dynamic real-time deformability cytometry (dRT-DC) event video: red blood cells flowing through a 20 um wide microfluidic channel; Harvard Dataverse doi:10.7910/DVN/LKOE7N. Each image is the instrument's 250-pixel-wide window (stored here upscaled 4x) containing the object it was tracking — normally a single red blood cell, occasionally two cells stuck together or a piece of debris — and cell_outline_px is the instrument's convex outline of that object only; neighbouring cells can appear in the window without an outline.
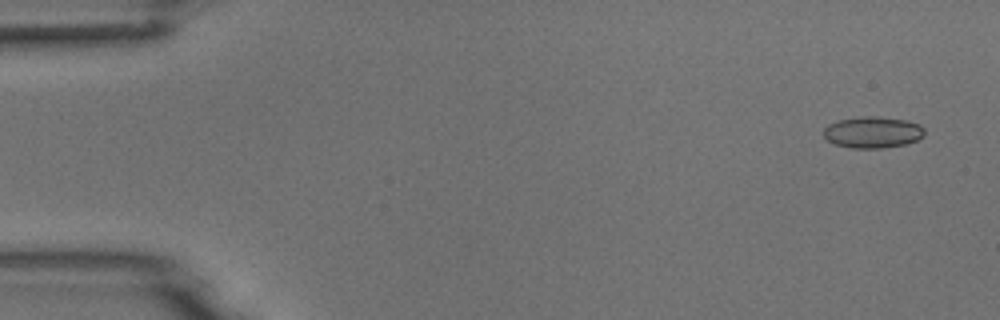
{"species": "common noctule bat (a hibernating species)", "species_latin": "Nyctalus noctula", "temperature_condition": "room temperature", "stored_images_in_passage": 7, "camera_frame_rate_fps": 3000, "um_per_image_px": 0.085, "animal": {"sex": "male", "body_mass_g": 18.8}, "frame": {"image": 1, "passage_image": 1, "time_ms": 0.0, "image_size_px": [1000, 320], "cell_outline_px": [[924, 136], [916, 140], [904, 144], [880, 148], [852, 148], [836, 144], [828, 140], [824, 136], [824, 128], [828, 124], [840, 120], [864, 116], [876, 116], [904, 120], [920, 124], [924, 128]], "centroid_in_image_um": [74.19, 11.24], "position_along_channel_um": 10.8, "area_um2": 18.26}}
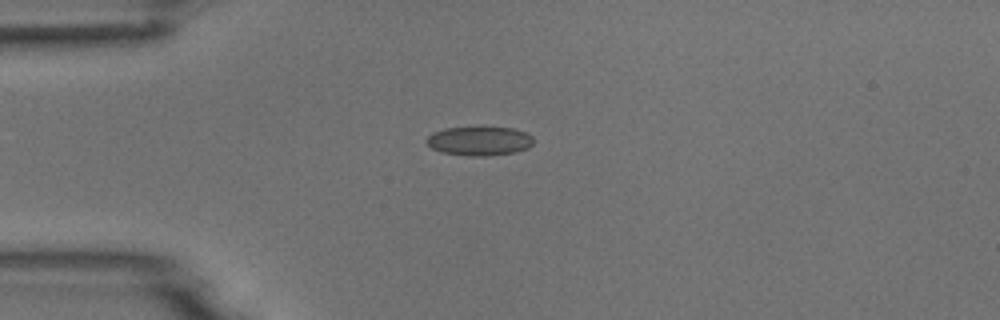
{"frame": {"image": 2, "passage_image": 4, "time_ms": 1.0, "image_size_px": [1000, 320], "cell_outline_px": [[532, 144], [528, 148], [516, 152], [488, 156], [468, 156], [440, 152], [432, 148], [424, 140], [432, 132], [444, 128], [516, 128], [532, 136]], "centroid_in_image_um": [40.72, 12.0], "position_along_channel_um": 44.3, "area_um2": 18.09}}